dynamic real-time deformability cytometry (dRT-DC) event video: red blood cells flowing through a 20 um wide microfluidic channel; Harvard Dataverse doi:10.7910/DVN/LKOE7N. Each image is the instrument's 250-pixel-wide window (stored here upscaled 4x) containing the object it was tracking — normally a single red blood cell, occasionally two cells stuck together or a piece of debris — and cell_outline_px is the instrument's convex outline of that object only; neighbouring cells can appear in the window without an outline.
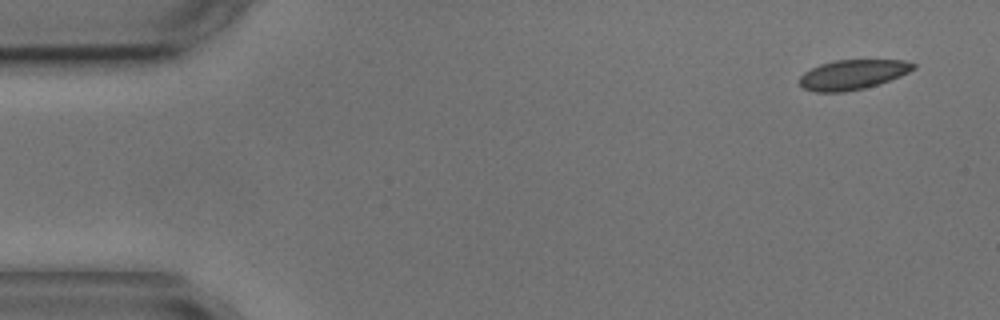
{"species": "common noctule bat (a hibernating species)", "species_latin": "Nyctalus noctula", "temperature_condition": "cold", "stored_images_in_passage": 5, "segment_of_instrument_passage": [1, 2], "camera_frame_rate_fps": 3000, "um_per_image_px": 0.085, "animal": {"sex": "male", "body_mass_g": 17.9, "forearm_length_mm": 54.2}, "frame": {"image": 1, "passage_image": 1, "time_ms": 0.0, "image_size_px": [1000, 320], "cell_outline_px": [[916, 68], [900, 76], [880, 84], [864, 88], [844, 92], [816, 92], [804, 88], [800, 84], [800, 76], [804, 72], [820, 64], [836, 60], [904, 60], [916, 64]], "centroid_in_image_um": [72.49, 6.34], "position_along_channel_um": 12.5, "area_um2": 19.71}}